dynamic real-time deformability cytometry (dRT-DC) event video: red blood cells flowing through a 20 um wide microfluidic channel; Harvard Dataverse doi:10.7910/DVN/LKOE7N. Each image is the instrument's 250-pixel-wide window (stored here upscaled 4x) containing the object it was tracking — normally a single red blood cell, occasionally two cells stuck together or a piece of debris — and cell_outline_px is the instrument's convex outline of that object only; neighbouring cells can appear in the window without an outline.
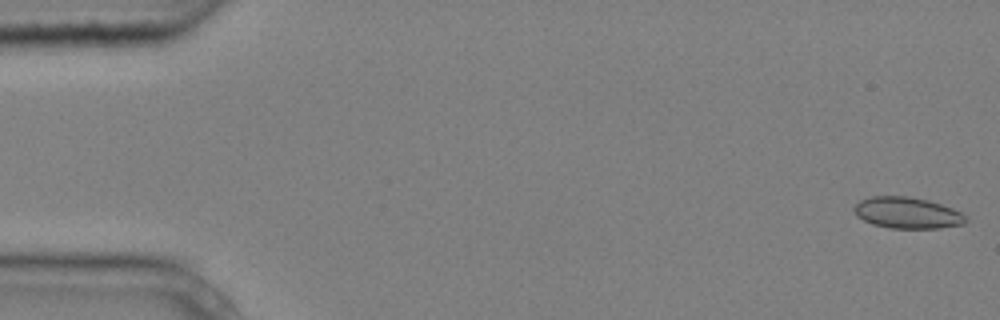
{"species": "common noctule bat (a hibernating species)", "species_latin": "Nyctalus noctula", "temperature_condition": "cold", "stored_images_in_passage": 6, "camera_frame_rate_fps": 3000, "um_per_image_px": 0.085, "animal": {"sex": "male", "body_mass_g": 20.4}, "frame": {"image": 1, "passage_image": 1, "time_ms": 0.0, "image_size_px": [1000, 320], "cell_outline_px": [[968, 220], [964, 224], [940, 228], [888, 228], [872, 224], [856, 216], [852, 208], [860, 200], [872, 196], [908, 196], [928, 200], [952, 208], [960, 212]], "centroid_in_image_um": [77.09, 18.09], "position_along_channel_um": 7.9, "area_um2": 20.4}}
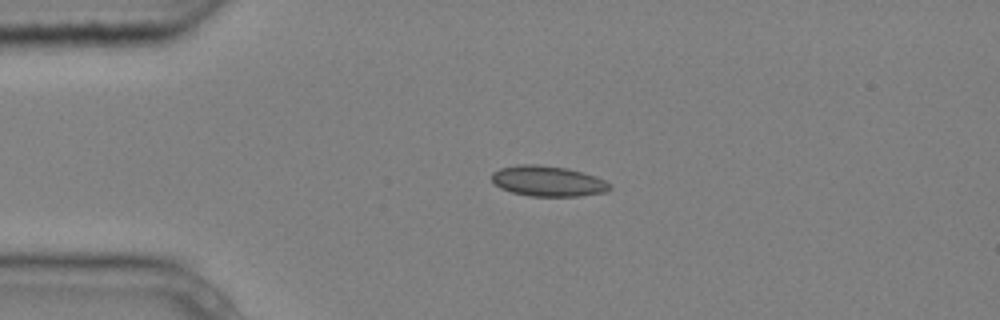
{"frame": {"image": 2, "passage_image": 4, "time_ms": 1.0, "image_size_px": [1000, 320], "cell_outline_px": [[612, 188], [608, 192], [580, 196], [528, 196], [512, 192], [500, 188], [492, 180], [492, 172], [500, 168], [516, 164], [536, 164], [568, 168], [584, 172], [596, 176], [612, 184]], "centroid_in_image_um": [46.61, 15.39], "position_along_channel_um": 38.4, "area_um2": 21.27}}
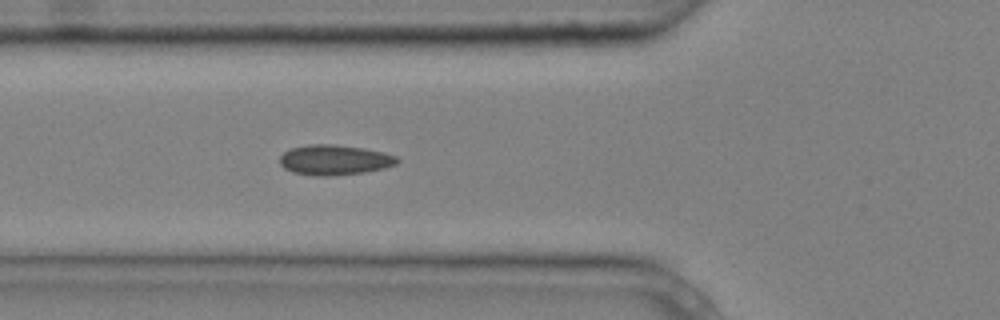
{"frame": {"image": 3, "passage_image": 6, "time_ms": 1.667, "image_size_px": [1000, 320], "cell_outline_px": [[400, 160], [396, 164], [384, 168], [364, 172], [328, 176], [316, 176], [292, 172], [284, 168], [280, 164], [280, 156], [284, 152], [292, 148], [308, 144], [332, 144], [364, 148], [384, 152], [396, 156]], "centroid_in_image_um": [28.43, 13.59], "position_along_channel_um": 97.4, "area_um2": 20.63}}